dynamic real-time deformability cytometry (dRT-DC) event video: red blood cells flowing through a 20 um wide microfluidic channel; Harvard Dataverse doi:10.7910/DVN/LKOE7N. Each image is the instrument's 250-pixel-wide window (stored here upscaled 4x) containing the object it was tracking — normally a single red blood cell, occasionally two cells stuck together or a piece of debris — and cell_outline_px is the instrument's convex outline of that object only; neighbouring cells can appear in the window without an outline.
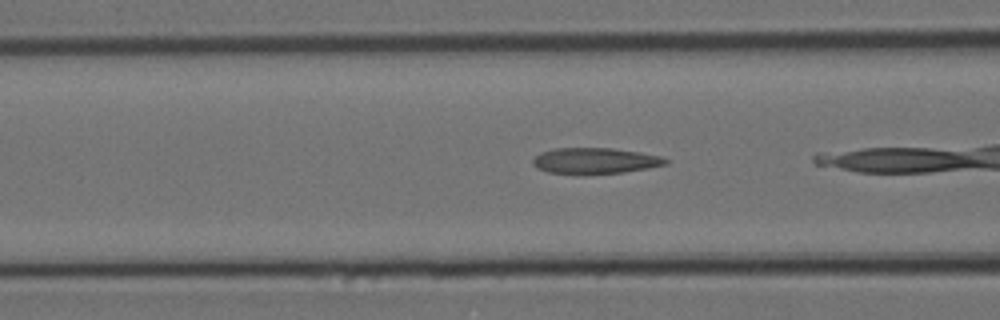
{"species": "Egyptian fruit bat (a non-hibernating species)", "species_latin": "Rousettus aegyptiacus", "temperature_condition": "cold", "stored_images_in_passage": 40, "camera_frame_rate_fps": 3000, "um_per_image_px": 0.085, "animal": {"sex": "female"}, "frame": {"image": 1, "passage_image": 18, "time_ms": 5.667, "image_size_px": [1000, 320], "cell_outline_px": [[668, 164], [648, 168], [624, 172], [548, 172], [536, 168], [532, 164], [532, 160], [540, 152], [552, 148], [612, 148], [640, 152], [660, 156], [668, 160]], "centroid_in_image_um": [50.58, 13.63], "position_along_channel_um": 116.0, "area_um2": 19.54}}
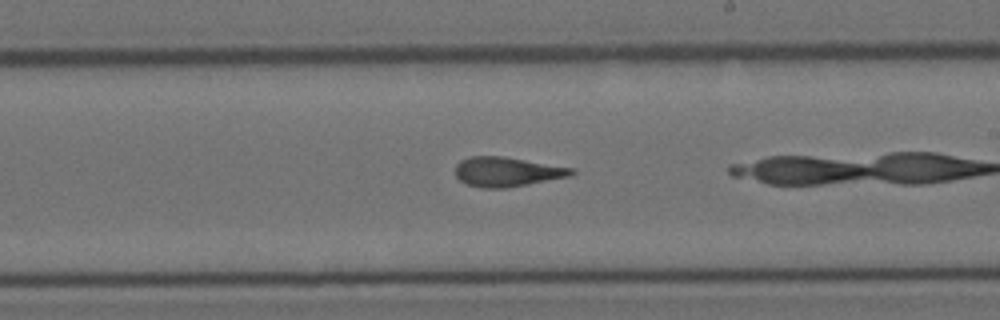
{"frame": {"image": 2, "passage_image": 29, "time_ms": 9.333, "image_size_px": [1000, 320], "cell_outline_px": [[576, 172], [572, 176], [508, 188], [480, 188], [468, 184], [460, 180], [456, 176], [456, 164], [460, 160], [472, 156], [504, 156], [576, 168]], "centroid_in_image_um": [43.15, 14.6], "position_along_channel_um": 245.9, "area_um2": 20.29}}
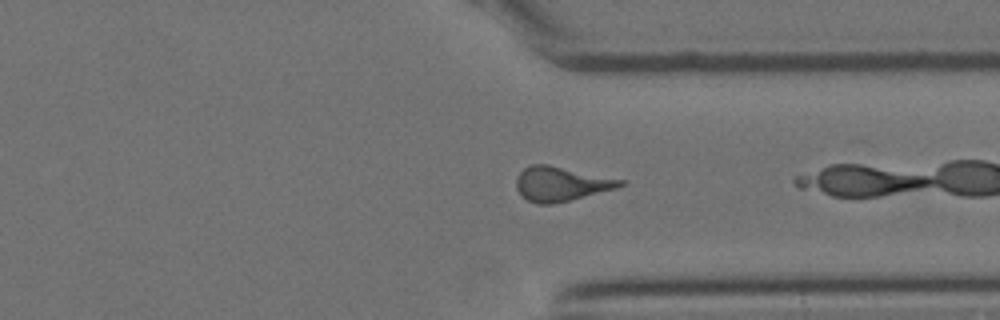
{"frame": {"image": 3, "passage_image": 39, "time_ms": 12.667, "image_size_px": [1000, 320], "cell_outline_px": [[624, 184], [616, 188], [552, 204], [536, 204], [520, 196], [516, 188], [516, 176], [524, 168], [532, 164], [548, 164], [624, 180]], "centroid_in_image_um": [47.62, 15.62], "position_along_channel_um": 363.8, "area_um2": 20.69}}